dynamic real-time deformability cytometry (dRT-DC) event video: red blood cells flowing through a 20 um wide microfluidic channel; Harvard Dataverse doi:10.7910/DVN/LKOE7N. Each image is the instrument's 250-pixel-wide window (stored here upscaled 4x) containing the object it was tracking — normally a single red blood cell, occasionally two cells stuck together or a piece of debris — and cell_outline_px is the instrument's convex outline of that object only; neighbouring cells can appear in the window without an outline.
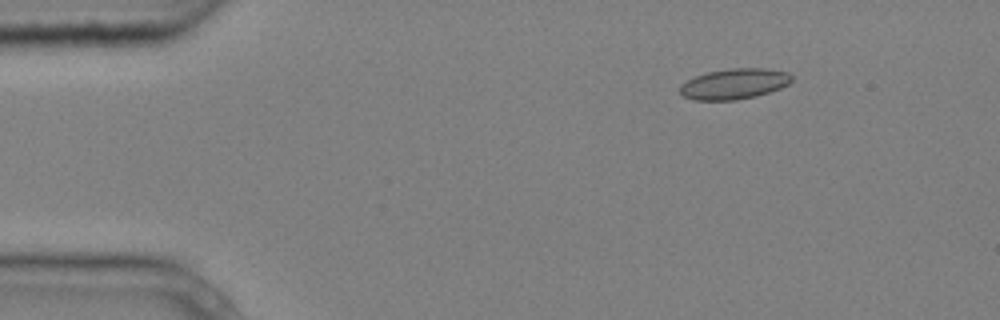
{"species": "common noctule bat (a hibernating species)", "species_latin": "Nyctalus noctula", "temperature_condition": "cold", "stored_images_in_passage": 3, "segment_of_instrument_passage": [2, 2], "camera_frame_rate_fps": 3000, "um_per_image_px": 0.085, "animal": {"sex": "male", "body_mass_g": 20.4}, "frame": {"image": 1, "passage_image": 3, "time_ms": 0.667, "image_size_px": [1000, 320], "cell_outline_px": [[792, 80], [788, 84], [780, 88], [756, 96], [736, 100], [692, 100], [684, 96], [680, 92], [680, 84], [696, 76], [708, 72], [732, 68], [768, 68], [788, 72], [792, 76]], "centroid_in_image_um": [62.42, 7.13], "position_along_channel_um": 22.6, "area_um2": 19.88}}